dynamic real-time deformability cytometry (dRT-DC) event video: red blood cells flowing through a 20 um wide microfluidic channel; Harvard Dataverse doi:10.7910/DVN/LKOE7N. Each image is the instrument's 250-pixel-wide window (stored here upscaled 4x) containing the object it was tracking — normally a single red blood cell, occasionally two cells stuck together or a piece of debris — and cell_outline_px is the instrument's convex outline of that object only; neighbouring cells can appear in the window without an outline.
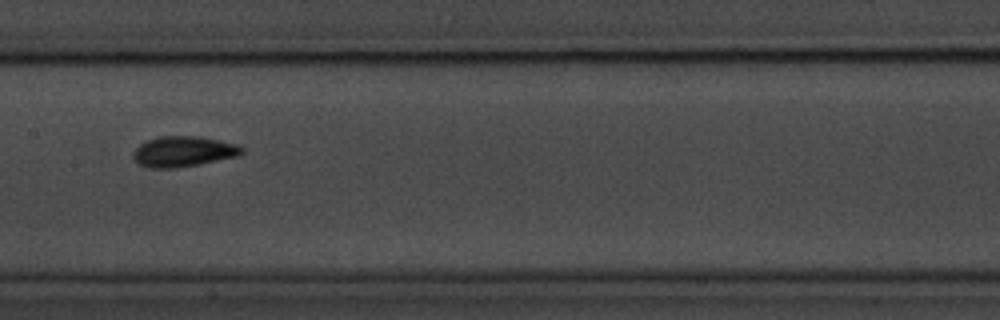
{"species": "common noctule bat (a hibernating species)", "species_latin": "Nyctalus noctula", "temperature_condition": "room temperature", "stored_images_in_passage": 14, "camera_frame_rate_fps": 3000, "um_per_image_px": 0.085, "animal": {"sex": "male", "body_mass_g": 20.1, "forearm_length_mm": 53.5}, "frame": {"image": 1, "passage_image": 7, "time_ms": 8.0, "image_size_px": [1000, 320], "cell_outline_px": [[244, 152], [236, 156], [200, 164], [176, 168], [148, 168], [136, 164], [132, 156], [132, 152], [140, 144], [148, 140], [160, 136], [196, 136], [220, 140], [240, 144], [244, 148]], "centroid_in_image_um": [15.57, 12.88], "position_along_channel_um": 191.8, "area_um2": 19.54}}
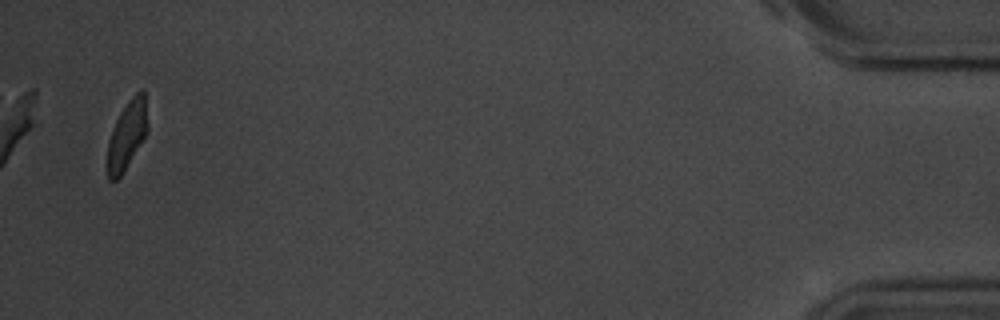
{"frame": {"image": 2, "passage_image": 14, "time_ms": 16.667, "image_size_px": [1000, 320], "cell_outline_px": [[148, 132], [120, 176], [116, 180], [108, 180], [104, 168], [104, 164], [108, 140], [112, 128], [120, 112], [128, 100], [140, 88], [144, 88], [148, 124]], "centroid_in_image_um": [10.75, 11.5], "position_along_channel_um": 424.5, "area_um2": 16.65}, "authors_computed_cell_mechanics": {"area_um2": 17.6868, "velocity_mm_per_s": 3.6618, "shape_relaxation_time_tau1_ms": 1.166, "shape_relaxation_time_tau2_ms": 4.5571, "deformation_change_tau1": 0.2836, "deformation_change_tau2": 0.0777}}